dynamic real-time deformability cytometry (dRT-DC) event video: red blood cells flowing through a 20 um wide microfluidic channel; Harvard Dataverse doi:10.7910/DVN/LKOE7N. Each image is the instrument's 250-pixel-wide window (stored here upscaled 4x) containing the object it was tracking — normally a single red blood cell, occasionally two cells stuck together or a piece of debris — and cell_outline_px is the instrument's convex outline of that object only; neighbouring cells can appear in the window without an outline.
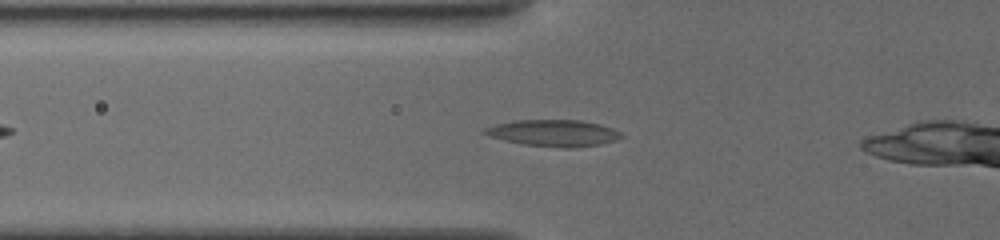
{"species": "common noctule bat (a hibernating species)", "species_latin": "Nyctalus noctula", "temperature_condition": "cold", "stored_images_in_passage": 39, "camera_frame_rate_fps": 3000, "um_per_image_px": 0.085, "animal": {"sex": "female", "body_mass_g": 19.5, "forearm_length_mm": 54.1}, "frame": {"image": 1, "passage_image": 13, "time_ms": 4.0, "image_size_px": [1000, 240], "cell_outline_px": [[624, 136], [616, 140], [600, 144], [568, 148], [564, 148], [524, 144], [504, 140], [480, 132], [484, 128], [496, 124], [512, 120], [580, 120], [600, 124], [612, 128], [620, 132]], "centroid_in_image_um": [47.05, 11.3], "position_along_channel_um": 78.7, "area_um2": 21.04}}
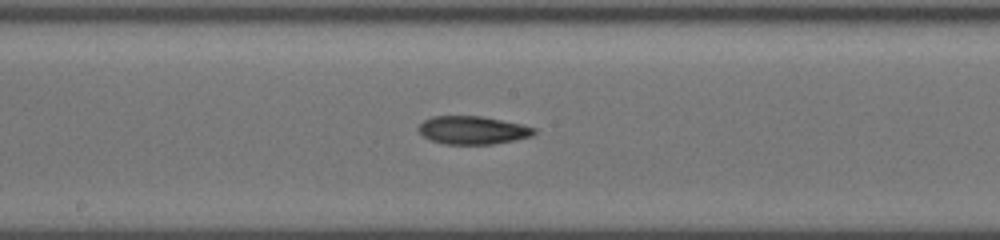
{"frame": {"image": 2, "passage_image": 22, "time_ms": 7.333, "image_size_px": [1000, 240], "cell_outline_px": [[536, 132], [532, 136], [516, 140], [492, 144], [444, 144], [432, 140], [424, 136], [416, 128], [424, 120], [432, 116], [480, 116], [520, 124], [536, 128]], "centroid_in_image_um": [40.17, 11.07], "position_along_channel_um": 208.0, "area_um2": 18.84}}
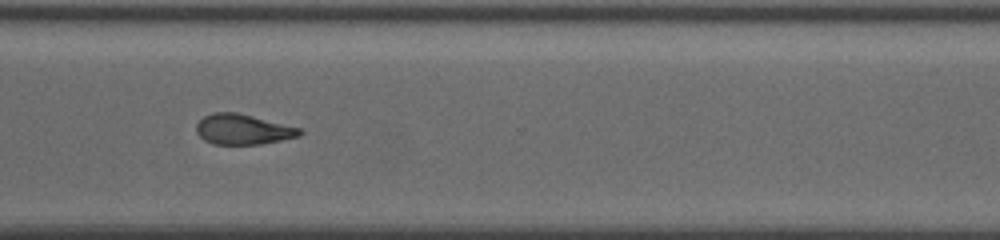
{"frame": {"image": 3, "passage_image": 33, "time_ms": 11.0, "image_size_px": [1000, 240], "cell_outline_px": [[304, 132], [300, 136], [260, 144], [212, 144], [204, 140], [196, 132], [196, 124], [204, 116], [212, 112], [236, 112], [300, 128]], "centroid_in_image_um": [20.62, 10.99], "position_along_channel_um": 350.0, "area_um2": 18.15}}